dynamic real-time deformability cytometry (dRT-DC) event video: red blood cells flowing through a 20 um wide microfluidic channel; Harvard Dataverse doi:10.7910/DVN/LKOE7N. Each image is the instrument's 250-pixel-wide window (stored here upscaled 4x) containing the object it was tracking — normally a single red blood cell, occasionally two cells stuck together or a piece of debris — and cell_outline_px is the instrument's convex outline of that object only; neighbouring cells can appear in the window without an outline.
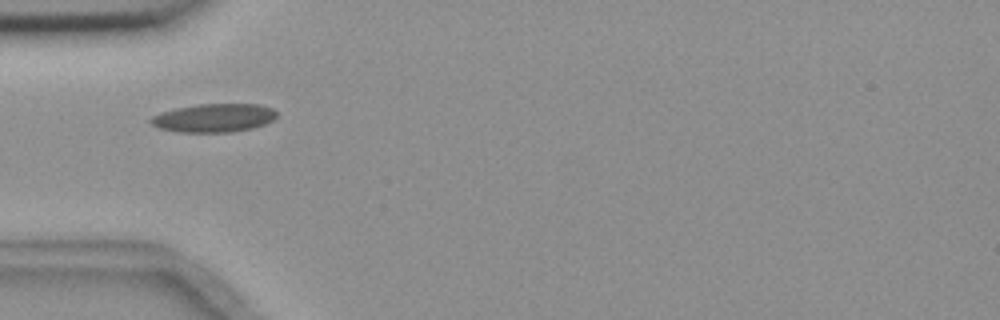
{"species": "common noctule bat (a hibernating species)", "species_latin": "Nyctalus noctula", "temperature_condition": "room temperature", "stored_images_in_passage": 6, "camera_frame_rate_fps": 3000, "um_per_image_px": 0.085, "animal": {"sex": "female", "body_mass_g": 18.4}, "frame": {"image": 1, "passage_image": 1, "time_ms": 0.0, "image_size_px": [1000, 320], "cell_outline_px": [[276, 116], [272, 120], [264, 124], [252, 128], [232, 132], [180, 132], [160, 128], [152, 124], [148, 120], [152, 116], [160, 112], [176, 108], [200, 104], [256, 104], [272, 108], [276, 112]], "centroid_in_image_um": [18.16, 10.02], "position_along_channel_um": 66.8, "area_um2": 20.75}}
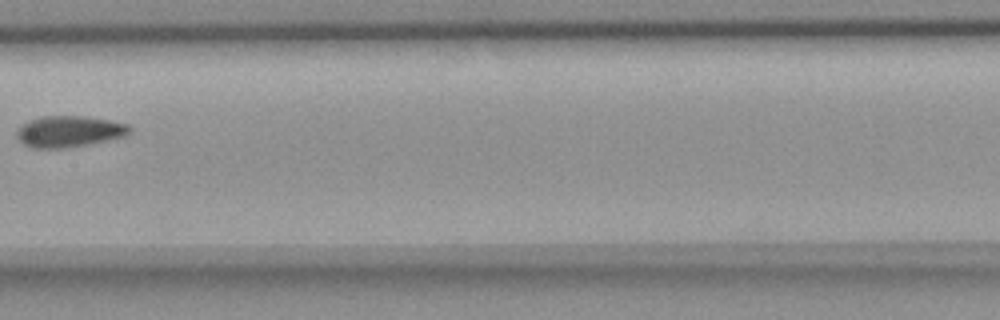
{"frame": {"image": 2, "passage_image": 4, "time_ms": 3.667, "image_size_px": [1000, 320], "cell_outline_px": [[132, 132], [124, 136], [88, 144], [64, 148], [32, 148], [24, 144], [16, 136], [16, 128], [20, 124], [28, 120], [40, 116], [84, 116], [112, 120], [128, 124], [132, 128]], "centroid_in_image_um": [5.85, 11.16], "position_along_channel_um": 201.5, "area_um2": 20.81}}
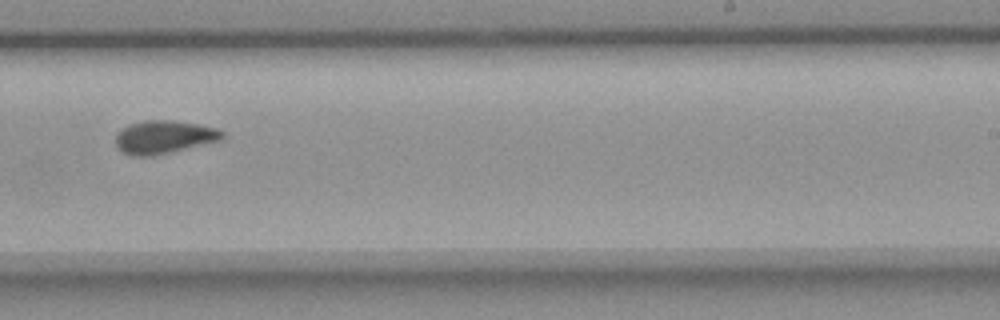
{"frame": {"image": 3, "passage_image": 6, "time_ms": 5.667, "image_size_px": [1000, 320], "cell_outline_px": [[224, 136], [220, 140], [152, 156], [132, 156], [124, 152], [116, 144], [116, 132], [128, 124], [144, 120], [176, 120], [216, 128], [224, 132]], "centroid_in_image_um": [13.91, 11.63], "position_along_channel_um": 275.1, "area_um2": 20.4}}